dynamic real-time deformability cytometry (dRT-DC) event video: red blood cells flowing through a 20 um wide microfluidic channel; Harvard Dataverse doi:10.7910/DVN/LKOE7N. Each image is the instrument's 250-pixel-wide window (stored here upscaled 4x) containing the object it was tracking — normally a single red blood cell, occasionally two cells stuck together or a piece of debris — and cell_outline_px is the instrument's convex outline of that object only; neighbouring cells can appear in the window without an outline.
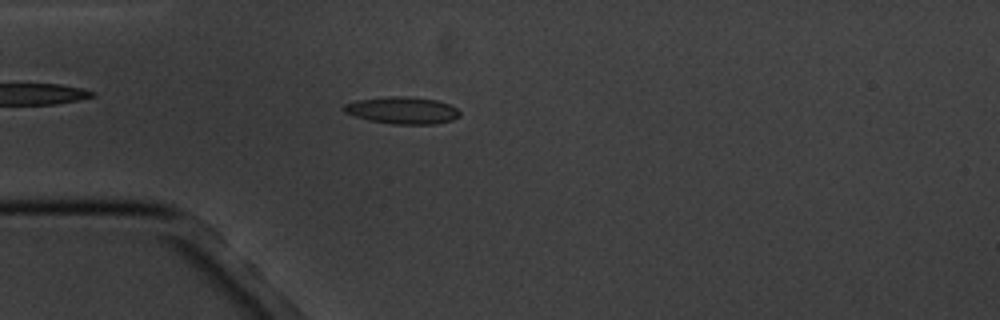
{"species": "common noctule bat (a hibernating species)", "species_latin": "Nyctalus noctula", "temperature_condition": "cold", "stored_images_in_passage": 5, "camera_frame_rate_fps": 3000, "um_per_image_px": 0.085, "animal": {"sex": "male", "body_mass_g": 20.1, "forearm_length_mm": 53.5}, "frame": {"image": 1, "passage_image": 4, "time_ms": 3.667, "image_size_px": [1000, 320], "cell_outline_px": [[460, 116], [452, 120], [436, 124], [392, 124], [368, 120], [344, 112], [340, 108], [344, 104], [356, 100], [388, 96], [408, 96], [436, 100], [448, 104], [456, 108], [460, 112]], "centroid_in_image_um": [34.17, 9.38], "position_along_channel_um": 50.8, "area_um2": 18.38}}